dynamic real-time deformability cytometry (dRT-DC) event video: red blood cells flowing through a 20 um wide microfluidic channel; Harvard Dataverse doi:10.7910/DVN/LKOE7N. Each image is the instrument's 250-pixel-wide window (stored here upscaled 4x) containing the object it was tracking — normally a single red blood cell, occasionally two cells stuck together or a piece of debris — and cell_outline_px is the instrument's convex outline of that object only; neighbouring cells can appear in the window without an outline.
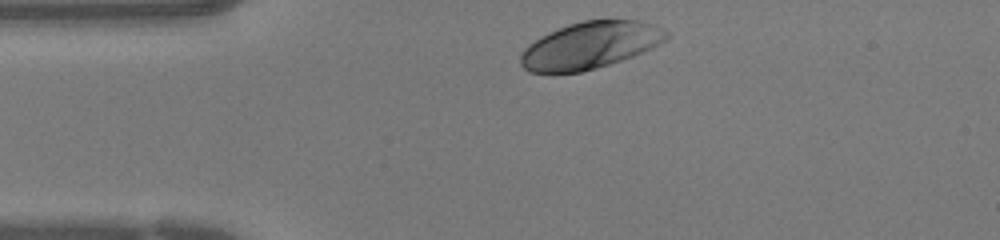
{"species": "human", "species_latin": "Homo sapiens", "temperature_condition": "warm", "stored_images_in_passage": 28, "camera_frame_rate_fps": 3000, "um_per_image_px": 0.085, "donor": {"sex": "female"}, "frame": {"image": 1, "passage_image": 1, "time_ms": 0.0, "image_size_px": [1000, 240], "cell_outline_px": [[672, 36], [660, 44], [632, 56], [596, 68], [580, 72], [528, 72], [520, 64], [520, 56], [524, 48], [528, 44], [540, 36], [548, 32], [568, 24], [584, 20], [640, 20], [652, 24], [668, 32]], "centroid_in_image_um": [50.15, 3.84], "position_along_channel_um": 34.8, "area_um2": 39.71}}
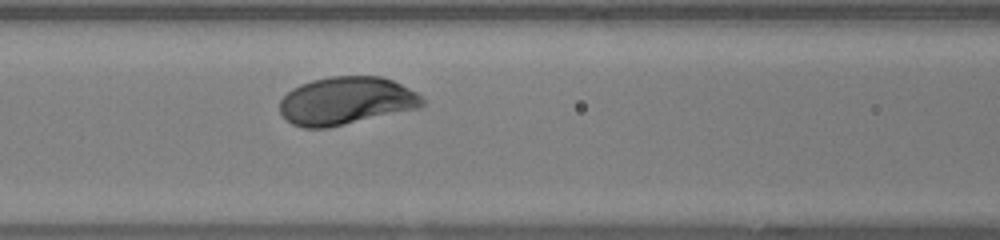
{"frame": {"image": 2, "passage_image": 10, "time_ms": 3.0, "image_size_px": [1000, 240], "cell_outline_px": [[424, 104], [420, 108], [328, 128], [304, 128], [292, 124], [284, 120], [280, 112], [280, 100], [292, 88], [300, 84], [312, 80], [328, 76], [384, 76], [416, 92], [424, 100]], "centroid_in_image_um": [29.4, 8.57], "position_along_channel_um": 137.2, "area_um2": 40.06}}
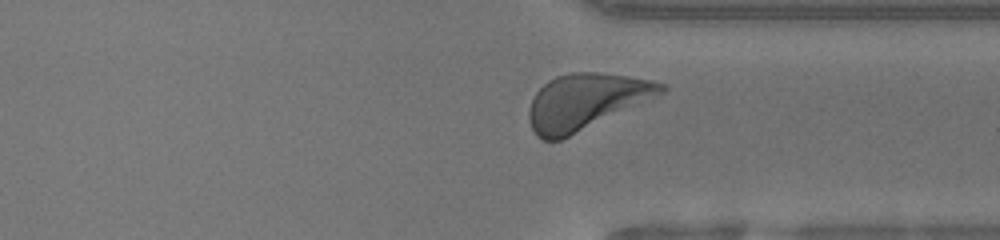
{"frame": {"image": 3, "passage_image": 25, "time_ms": 8.0, "image_size_px": [1000, 240], "cell_outline_px": [[668, 88], [664, 92], [560, 140], [544, 140], [536, 136], [528, 120], [528, 112], [532, 100], [536, 92], [548, 80], [556, 76], [572, 72], [596, 72], [628, 76], [652, 80], [668, 84]], "centroid_in_image_um": [49.76, 8.61], "position_along_channel_um": 361.6, "area_um2": 42.37}}